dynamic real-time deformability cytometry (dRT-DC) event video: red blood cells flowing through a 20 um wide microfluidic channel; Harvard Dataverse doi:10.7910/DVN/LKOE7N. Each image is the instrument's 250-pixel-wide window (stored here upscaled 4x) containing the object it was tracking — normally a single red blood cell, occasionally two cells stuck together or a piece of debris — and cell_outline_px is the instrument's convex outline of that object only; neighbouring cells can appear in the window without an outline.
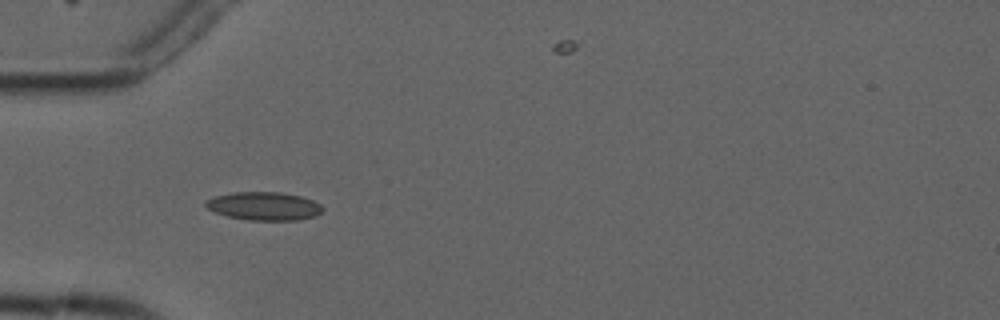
{"species": "common noctule bat (a hibernating species)", "species_latin": "Nyctalus noctula", "temperature_condition": "cold", "stored_images_in_passage": 4, "camera_frame_rate_fps": 3000, "um_per_image_px": 0.085, "animal": {"sex": "male", "forearm_length_mm": 52.5}, "frame": {"image": 1, "passage_image": 3, "time_ms": 3.333, "image_size_px": [1000, 320], "cell_outline_px": [[324, 208], [316, 216], [296, 220], [248, 220], [228, 216], [216, 212], [208, 208], [204, 204], [204, 200], [216, 196], [236, 192], [280, 192], [300, 196], [312, 200], [320, 204]], "centroid_in_image_um": [22.44, 17.52], "position_along_channel_um": 62.6, "area_um2": 19.13}}
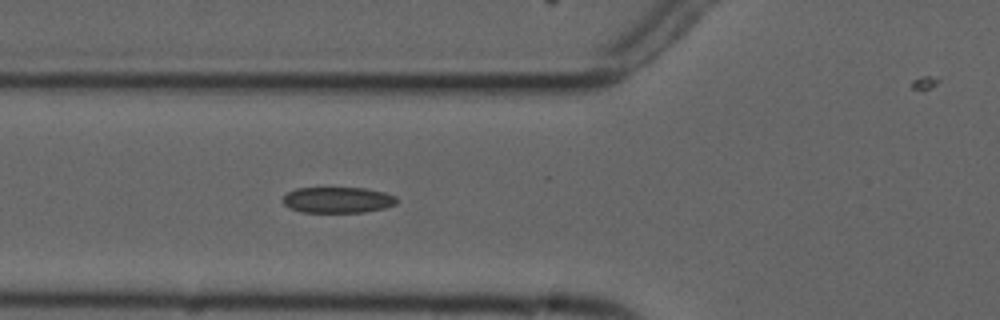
{"frame": {"image": 2, "passage_image": 4, "time_ms": 4.333, "image_size_px": [1000, 320], "cell_outline_px": [[400, 200], [396, 204], [384, 208], [364, 212], [300, 212], [288, 208], [284, 204], [284, 196], [288, 192], [296, 188], [364, 188], [384, 192], [396, 196]], "centroid_in_image_um": [28.73, 17.0], "position_along_channel_um": 97.1, "area_um2": 17.28}}